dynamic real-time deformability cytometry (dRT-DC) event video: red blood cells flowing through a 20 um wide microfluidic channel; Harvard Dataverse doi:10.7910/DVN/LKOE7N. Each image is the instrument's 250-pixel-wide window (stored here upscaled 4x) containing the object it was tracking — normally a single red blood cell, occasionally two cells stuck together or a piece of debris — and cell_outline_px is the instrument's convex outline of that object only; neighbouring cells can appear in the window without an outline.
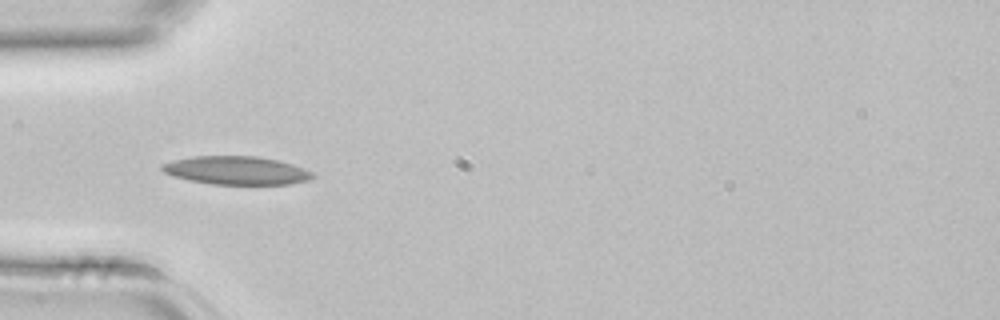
{"species": "common noctule bat (a hibernating species)", "species_latin": "Nyctalus noctula", "temperature_condition": "room temperature", "stored_images_in_passage": 3, "camera_frame_rate_fps": 3000, "um_per_image_px": 0.085, "animal": {"sex": "female", "body_mass_g": 22.7, "forearm_length_mm": 54.2}, "frame": {"image": 1, "passage_image": 3, "time_ms": 0.667, "image_size_px": [1000, 320], "cell_outline_px": [[316, 176], [308, 180], [292, 184], [212, 184], [192, 180], [176, 176], [164, 172], [160, 168], [160, 164], [172, 160], [192, 156], [260, 156], [280, 160], [304, 168], [312, 172]], "centroid_in_image_um": [20.13, 14.47], "position_along_channel_um": 64.9, "area_um2": 24.91}}